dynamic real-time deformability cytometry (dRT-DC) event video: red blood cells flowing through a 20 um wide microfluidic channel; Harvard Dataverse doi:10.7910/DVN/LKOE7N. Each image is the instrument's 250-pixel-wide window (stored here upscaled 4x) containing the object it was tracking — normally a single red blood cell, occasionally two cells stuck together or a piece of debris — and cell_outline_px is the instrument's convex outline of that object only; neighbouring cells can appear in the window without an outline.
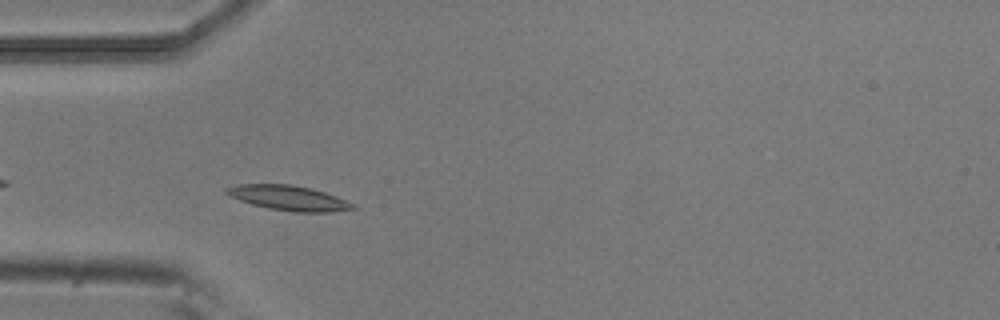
{"species": "common noctule bat (a hibernating species)", "species_latin": "Nyctalus noctula", "temperature_condition": "room temperature", "stored_images_in_passage": 29, "camera_frame_rate_fps": 3000, "um_per_image_px": 0.085, "animal": {"sex": "male", "body_mass_g": 20.5, "forearm_length_mm": 52.5}, "frame": {"image": 1, "passage_image": 3, "time_ms": 0.667, "image_size_px": [1000, 320], "cell_outline_px": [[356, 208], [332, 212], [296, 212], [268, 208], [252, 204], [240, 200], [224, 192], [224, 188], [240, 184], [292, 184], [312, 188], [336, 196], [356, 204]], "centroid_in_image_um": [24.57, 16.82], "position_along_channel_um": 60.4, "area_um2": 18.32}}
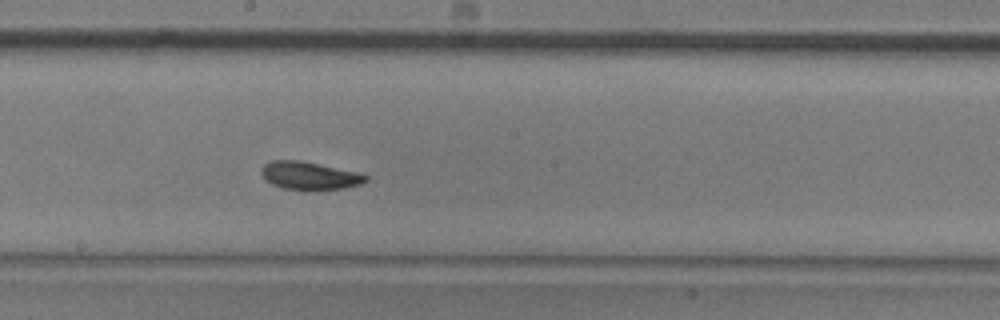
{"frame": {"image": 2, "passage_image": 16, "time_ms": 5.0, "image_size_px": [1000, 320], "cell_outline_px": [[368, 180], [360, 184], [344, 188], [284, 188], [272, 184], [260, 172], [260, 168], [264, 164], [272, 160], [300, 160], [356, 172], [368, 176]], "centroid_in_image_um": [26.28, 14.89], "position_along_channel_um": 221.9, "area_um2": 16.3}}
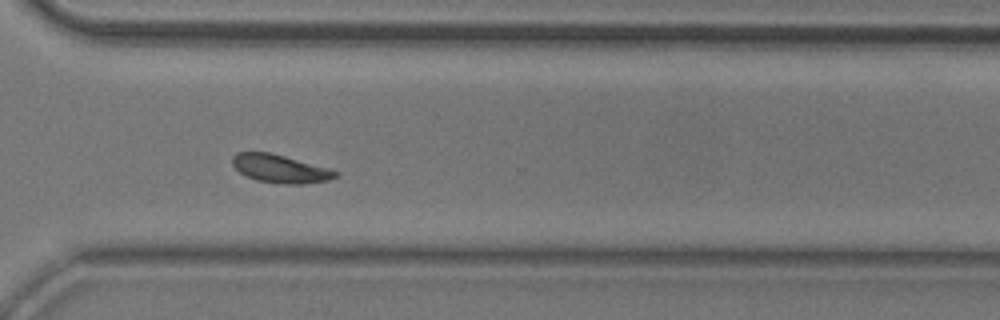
{"frame": {"image": 3, "passage_image": 26, "time_ms": 8.333, "image_size_px": [1000, 320], "cell_outline_px": [[340, 176], [328, 180], [304, 184], [284, 184], [256, 180], [240, 172], [232, 164], [232, 156], [236, 152], [272, 152], [328, 168], [340, 172]], "centroid_in_image_um": [23.84, 14.33], "position_along_channel_um": 346.8, "area_um2": 16.99}, "authors_computed_cell_mechanics": {"area_um2": 16.762, "velocity_mm_per_s": 3.7569, "shape_relaxation_time_tau1_ms": 2.1697, "shape_relaxation_time_tau2_ms": null, "deformation_change_tau1": 0.1102, "deformation_change_tau2": null}}